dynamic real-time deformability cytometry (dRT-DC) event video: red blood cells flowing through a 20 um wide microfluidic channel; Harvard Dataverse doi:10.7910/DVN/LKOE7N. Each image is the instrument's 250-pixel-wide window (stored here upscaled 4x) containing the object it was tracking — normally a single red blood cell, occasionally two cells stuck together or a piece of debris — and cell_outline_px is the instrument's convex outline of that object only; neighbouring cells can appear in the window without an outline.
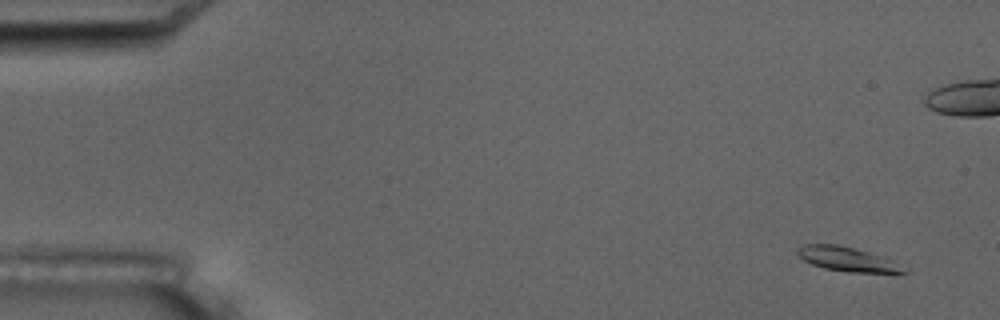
{"species": "common noctule bat (a hibernating species)", "species_latin": "Nyctalus noctula", "temperature_condition": "room temperature", "stored_images_in_passage": 7, "camera_frame_rate_fps": 3000, "um_per_image_px": 0.085, "animal": {"sex": "male", "body_mass_g": 17.5, "forearm_length_mm": 52.3}, "frame": {"image": 1, "passage_image": 1, "time_ms": 0.0, "image_size_px": [1000, 320], "cell_outline_px": [[908, 272], [848, 272], [824, 268], [812, 264], [796, 256], [796, 248], [804, 244], [836, 244], [868, 252], [892, 260]], "centroid_in_image_um": [71.9, 22.01], "position_along_channel_um": 13.1, "area_um2": 14.74}}